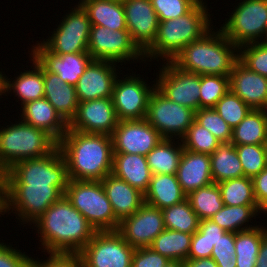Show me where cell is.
Segmentation results:
<instances>
[{
  "label": "cell",
  "instance_id": "cell-2",
  "mask_svg": "<svg viewBox=\"0 0 267 267\" xmlns=\"http://www.w3.org/2000/svg\"><path fill=\"white\" fill-rule=\"evenodd\" d=\"M58 147L67 163L69 180L101 181L112 173V136L68 128Z\"/></svg>",
  "mask_w": 267,
  "mask_h": 267
},
{
  "label": "cell",
  "instance_id": "cell-7",
  "mask_svg": "<svg viewBox=\"0 0 267 267\" xmlns=\"http://www.w3.org/2000/svg\"><path fill=\"white\" fill-rule=\"evenodd\" d=\"M67 186L3 185L4 215L13 213L22 225H32L64 195Z\"/></svg>",
  "mask_w": 267,
  "mask_h": 267
},
{
  "label": "cell",
  "instance_id": "cell-17",
  "mask_svg": "<svg viewBox=\"0 0 267 267\" xmlns=\"http://www.w3.org/2000/svg\"><path fill=\"white\" fill-rule=\"evenodd\" d=\"M165 230L162 210L144 203L133 215L123 218L117 232L134 248L149 247Z\"/></svg>",
  "mask_w": 267,
  "mask_h": 267
},
{
  "label": "cell",
  "instance_id": "cell-23",
  "mask_svg": "<svg viewBox=\"0 0 267 267\" xmlns=\"http://www.w3.org/2000/svg\"><path fill=\"white\" fill-rule=\"evenodd\" d=\"M177 179L186 195L214 183L210 155L183 150L177 169Z\"/></svg>",
  "mask_w": 267,
  "mask_h": 267
},
{
  "label": "cell",
  "instance_id": "cell-21",
  "mask_svg": "<svg viewBox=\"0 0 267 267\" xmlns=\"http://www.w3.org/2000/svg\"><path fill=\"white\" fill-rule=\"evenodd\" d=\"M32 56L47 72L55 73L65 83L76 86L85 68L93 60L89 53L55 55L40 42L32 46Z\"/></svg>",
  "mask_w": 267,
  "mask_h": 267
},
{
  "label": "cell",
  "instance_id": "cell-5",
  "mask_svg": "<svg viewBox=\"0 0 267 267\" xmlns=\"http://www.w3.org/2000/svg\"><path fill=\"white\" fill-rule=\"evenodd\" d=\"M0 129V173L28 159L44 157L58 147V141L47 131L23 122Z\"/></svg>",
  "mask_w": 267,
  "mask_h": 267
},
{
  "label": "cell",
  "instance_id": "cell-63",
  "mask_svg": "<svg viewBox=\"0 0 267 267\" xmlns=\"http://www.w3.org/2000/svg\"><path fill=\"white\" fill-rule=\"evenodd\" d=\"M110 1H114V2L123 3V2H125L126 0H110Z\"/></svg>",
  "mask_w": 267,
  "mask_h": 267
},
{
  "label": "cell",
  "instance_id": "cell-16",
  "mask_svg": "<svg viewBox=\"0 0 267 267\" xmlns=\"http://www.w3.org/2000/svg\"><path fill=\"white\" fill-rule=\"evenodd\" d=\"M163 139L146 119L119 121L112 134L113 153L146 156Z\"/></svg>",
  "mask_w": 267,
  "mask_h": 267
},
{
  "label": "cell",
  "instance_id": "cell-60",
  "mask_svg": "<svg viewBox=\"0 0 267 267\" xmlns=\"http://www.w3.org/2000/svg\"><path fill=\"white\" fill-rule=\"evenodd\" d=\"M263 112L265 121H266V125H267V103L260 109Z\"/></svg>",
  "mask_w": 267,
  "mask_h": 267
},
{
  "label": "cell",
  "instance_id": "cell-1",
  "mask_svg": "<svg viewBox=\"0 0 267 267\" xmlns=\"http://www.w3.org/2000/svg\"><path fill=\"white\" fill-rule=\"evenodd\" d=\"M32 224L47 254H78L97 232L65 195Z\"/></svg>",
  "mask_w": 267,
  "mask_h": 267
},
{
  "label": "cell",
  "instance_id": "cell-32",
  "mask_svg": "<svg viewBox=\"0 0 267 267\" xmlns=\"http://www.w3.org/2000/svg\"><path fill=\"white\" fill-rule=\"evenodd\" d=\"M211 176L214 183L244 176L236 148L232 142H223L210 155Z\"/></svg>",
  "mask_w": 267,
  "mask_h": 267
},
{
  "label": "cell",
  "instance_id": "cell-48",
  "mask_svg": "<svg viewBox=\"0 0 267 267\" xmlns=\"http://www.w3.org/2000/svg\"><path fill=\"white\" fill-rule=\"evenodd\" d=\"M170 261L150 247H140L134 250L132 267H165Z\"/></svg>",
  "mask_w": 267,
  "mask_h": 267
},
{
  "label": "cell",
  "instance_id": "cell-27",
  "mask_svg": "<svg viewBox=\"0 0 267 267\" xmlns=\"http://www.w3.org/2000/svg\"><path fill=\"white\" fill-rule=\"evenodd\" d=\"M112 174L143 194L147 191L152 177L146 156L126 153H113Z\"/></svg>",
  "mask_w": 267,
  "mask_h": 267
},
{
  "label": "cell",
  "instance_id": "cell-44",
  "mask_svg": "<svg viewBox=\"0 0 267 267\" xmlns=\"http://www.w3.org/2000/svg\"><path fill=\"white\" fill-rule=\"evenodd\" d=\"M239 61L250 71L267 77V43L253 42L240 46Z\"/></svg>",
  "mask_w": 267,
  "mask_h": 267
},
{
  "label": "cell",
  "instance_id": "cell-31",
  "mask_svg": "<svg viewBox=\"0 0 267 267\" xmlns=\"http://www.w3.org/2000/svg\"><path fill=\"white\" fill-rule=\"evenodd\" d=\"M175 140L163 139L146 155V161L152 175L177 174L179 161L184 148L180 139Z\"/></svg>",
  "mask_w": 267,
  "mask_h": 267
},
{
  "label": "cell",
  "instance_id": "cell-47",
  "mask_svg": "<svg viewBox=\"0 0 267 267\" xmlns=\"http://www.w3.org/2000/svg\"><path fill=\"white\" fill-rule=\"evenodd\" d=\"M211 258L218 267H236L235 233L225 232L214 245Z\"/></svg>",
  "mask_w": 267,
  "mask_h": 267
},
{
  "label": "cell",
  "instance_id": "cell-26",
  "mask_svg": "<svg viewBox=\"0 0 267 267\" xmlns=\"http://www.w3.org/2000/svg\"><path fill=\"white\" fill-rule=\"evenodd\" d=\"M44 98L49 101L67 124L76 116L79 104L76 87L63 82L57 74L47 72L45 69Z\"/></svg>",
  "mask_w": 267,
  "mask_h": 267
},
{
  "label": "cell",
  "instance_id": "cell-34",
  "mask_svg": "<svg viewBox=\"0 0 267 267\" xmlns=\"http://www.w3.org/2000/svg\"><path fill=\"white\" fill-rule=\"evenodd\" d=\"M193 234L165 229L149 246L153 251L171 261L187 260Z\"/></svg>",
  "mask_w": 267,
  "mask_h": 267
},
{
  "label": "cell",
  "instance_id": "cell-11",
  "mask_svg": "<svg viewBox=\"0 0 267 267\" xmlns=\"http://www.w3.org/2000/svg\"><path fill=\"white\" fill-rule=\"evenodd\" d=\"M62 18L52 35L41 44L55 55L88 53L92 25L86 11L78 3Z\"/></svg>",
  "mask_w": 267,
  "mask_h": 267
},
{
  "label": "cell",
  "instance_id": "cell-33",
  "mask_svg": "<svg viewBox=\"0 0 267 267\" xmlns=\"http://www.w3.org/2000/svg\"><path fill=\"white\" fill-rule=\"evenodd\" d=\"M259 209L260 207L258 205H224L210 218V220L218 224L226 232L237 233L239 231L253 229L258 226L257 224H254L253 226L248 222L253 223L251 222V220H253L251 218H256V216L259 215Z\"/></svg>",
  "mask_w": 267,
  "mask_h": 267
},
{
  "label": "cell",
  "instance_id": "cell-38",
  "mask_svg": "<svg viewBox=\"0 0 267 267\" xmlns=\"http://www.w3.org/2000/svg\"><path fill=\"white\" fill-rule=\"evenodd\" d=\"M224 205H258L254 196L253 180L250 177H239L217 183Z\"/></svg>",
  "mask_w": 267,
  "mask_h": 267
},
{
  "label": "cell",
  "instance_id": "cell-49",
  "mask_svg": "<svg viewBox=\"0 0 267 267\" xmlns=\"http://www.w3.org/2000/svg\"><path fill=\"white\" fill-rule=\"evenodd\" d=\"M31 259L11 244L0 242V267H30Z\"/></svg>",
  "mask_w": 267,
  "mask_h": 267
},
{
  "label": "cell",
  "instance_id": "cell-55",
  "mask_svg": "<svg viewBox=\"0 0 267 267\" xmlns=\"http://www.w3.org/2000/svg\"><path fill=\"white\" fill-rule=\"evenodd\" d=\"M255 267H267V235L262 239Z\"/></svg>",
  "mask_w": 267,
  "mask_h": 267
},
{
  "label": "cell",
  "instance_id": "cell-45",
  "mask_svg": "<svg viewBox=\"0 0 267 267\" xmlns=\"http://www.w3.org/2000/svg\"><path fill=\"white\" fill-rule=\"evenodd\" d=\"M195 121L208 129L221 143L231 142L232 128L214 108H201L195 112Z\"/></svg>",
  "mask_w": 267,
  "mask_h": 267
},
{
  "label": "cell",
  "instance_id": "cell-30",
  "mask_svg": "<svg viewBox=\"0 0 267 267\" xmlns=\"http://www.w3.org/2000/svg\"><path fill=\"white\" fill-rule=\"evenodd\" d=\"M92 26L110 30H127L123 3L110 0H79Z\"/></svg>",
  "mask_w": 267,
  "mask_h": 267
},
{
  "label": "cell",
  "instance_id": "cell-53",
  "mask_svg": "<svg viewBox=\"0 0 267 267\" xmlns=\"http://www.w3.org/2000/svg\"><path fill=\"white\" fill-rule=\"evenodd\" d=\"M254 196L260 207L267 200V167L252 178Z\"/></svg>",
  "mask_w": 267,
  "mask_h": 267
},
{
  "label": "cell",
  "instance_id": "cell-43",
  "mask_svg": "<svg viewBox=\"0 0 267 267\" xmlns=\"http://www.w3.org/2000/svg\"><path fill=\"white\" fill-rule=\"evenodd\" d=\"M214 109L232 129H234L252 110L231 90L216 103Z\"/></svg>",
  "mask_w": 267,
  "mask_h": 267
},
{
  "label": "cell",
  "instance_id": "cell-56",
  "mask_svg": "<svg viewBox=\"0 0 267 267\" xmlns=\"http://www.w3.org/2000/svg\"><path fill=\"white\" fill-rule=\"evenodd\" d=\"M0 214L4 215L3 175L1 173H0Z\"/></svg>",
  "mask_w": 267,
  "mask_h": 267
},
{
  "label": "cell",
  "instance_id": "cell-57",
  "mask_svg": "<svg viewBox=\"0 0 267 267\" xmlns=\"http://www.w3.org/2000/svg\"><path fill=\"white\" fill-rule=\"evenodd\" d=\"M6 74H2L0 71V96L4 95L6 96Z\"/></svg>",
  "mask_w": 267,
  "mask_h": 267
},
{
  "label": "cell",
  "instance_id": "cell-3",
  "mask_svg": "<svg viewBox=\"0 0 267 267\" xmlns=\"http://www.w3.org/2000/svg\"><path fill=\"white\" fill-rule=\"evenodd\" d=\"M213 29L186 45L172 62L184 71L199 75L230 76L239 61V47L220 28L216 32Z\"/></svg>",
  "mask_w": 267,
  "mask_h": 267
},
{
  "label": "cell",
  "instance_id": "cell-28",
  "mask_svg": "<svg viewBox=\"0 0 267 267\" xmlns=\"http://www.w3.org/2000/svg\"><path fill=\"white\" fill-rule=\"evenodd\" d=\"M187 199L176 174H154L144 193L145 203L164 209Z\"/></svg>",
  "mask_w": 267,
  "mask_h": 267
},
{
  "label": "cell",
  "instance_id": "cell-54",
  "mask_svg": "<svg viewBox=\"0 0 267 267\" xmlns=\"http://www.w3.org/2000/svg\"><path fill=\"white\" fill-rule=\"evenodd\" d=\"M184 267H218L212 258L187 259Z\"/></svg>",
  "mask_w": 267,
  "mask_h": 267
},
{
  "label": "cell",
  "instance_id": "cell-36",
  "mask_svg": "<svg viewBox=\"0 0 267 267\" xmlns=\"http://www.w3.org/2000/svg\"><path fill=\"white\" fill-rule=\"evenodd\" d=\"M267 141V125L261 110L252 109L232 130L231 142L236 145L264 144Z\"/></svg>",
  "mask_w": 267,
  "mask_h": 267
},
{
  "label": "cell",
  "instance_id": "cell-29",
  "mask_svg": "<svg viewBox=\"0 0 267 267\" xmlns=\"http://www.w3.org/2000/svg\"><path fill=\"white\" fill-rule=\"evenodd\" d=\"M33 70H24L10 81L6 78V96L12 90L15 96L20 99L21 106L33 100L44 98V68L31 56Z\"/></svg>",
  "mask_w": 267,
  "mask_h": 267
},
{
  "label": "cell",
  "instance_id": "cell-40",
  "mask_svg": "<svg viewBox=\"0 0 267 267\" xmlns=\"http://www.w3.org/2000/svg\"><path fill=\"white\" fill-rule=\"evenodd\" d=\"M229 90V76L200 75L199 109L214 108Z\"/></svg>",
  "mask_w": 267,
  "mask_h": 267
},
{
  "label": "cell",
  "instance_id": "cell-9",
  "mask_svg": "<svg viewBox=\"0 0 267 267\" xmlns=\"http://www.w3.org/2000/svg\"><path fill=\"white\" fill-rule=\"evenodd\" d=\"M233 10L220 27L223 34L238 47L262 42L267 29V0H241Z\"/></svg>",
  "mask_w": 267,
  "mask_h": 267
},
{
  "label": "cell",
  "instance_id": "cell-59",
  "mask_svg": "<svg viewBox=\"0 0 267 267\" xmlns=\"http://www.w3.org/2000/svg\"><path fill=\"white\" fill-rule=\"evenodd\" d=\"M264 213L265 215H267V200L260 206V209H259V214L260 213Z\"/></svg>",
  "mask_w": 267,
  "mask_h": 267
},
{
  "label": "cell",
  "instance_id": "cell-58",
  "mask_svg": "<svg viewBox=\"0 0 267 267\" xmlns=\"http://www.w3.org/2000/svg\"><path fill=\"white\" fill-rule=\"evenodd\" d=\"M165 267H184V262L170 261Z\"/></svg>",
  "mask_w": 267,
  "mask_h": 267
},
{
  "label": "cell",
  "instance_id": "cell-12",
  "mask_svg": "<svg viewBox=\"0 0 267 267\" xmlns=\"http://www.w3.org/2000/svg\"><path fill=\"white\" fill-rule=\"evenodd\" d=\"M164 139L180 140L195 120V111L167 99L156 88L152 92L145 118Z\"/></svg>",
  "mask_w": 267,
  "mask_h": 267
},
{
  "label": "cell",
  "instance_id": "cell-39",
  "mask_svg": "<svg viewBox=\"0 0 267 267\" xmlns=\"http://www.w3.org/2000/svg\"><path fill=\"white\" fill-rule=\"evenodd\" d=\"M187 199L200 221L210 219L224 206L217 183L192 191L187 195Z\"/></svg>",
  "mask_w": 267,
  "mask_h": 267
},
{
  "label": "cell",
  "instance_id": "cell-51",
  "mask_svg": "<svg viewBox=\"0 0 267 267\" xmlns=\"http://www.w3.org/2000/svg\"><path fill=\"white\" fill-rule=\"evenodd\" d=\"M204 236V239L209 243L210 249L219 241L220 237L226 232L218 224L210 219L201 220L197 230Z\"/></svg>",
  "mask_w": 267,
  "mask_h": 267
},
{
  "label": "cell",
  "instance_id": "cell-6",
  "mask_svg": "<svg viewBox=\"0 0 267 267\" xmlns=\"http://www.w3.org/2000/svg\"><path fill=\"white\" fill-rule=\"evenodd\" d=\"M64 195L96 231H117L120 221L101 181L69 180Z\"/></svg>",
  "mask_w": 267,
  "mask_h": 267
},
{
  "label": "cell",
  "instance_id": "cell-25",
  "mask_svg": "<svg viewBox=\"0 0 267 267\" xmlns=\"http://www.w3.org/2000/svg\"><path fill=\"white\" fill-rule=\"evenodd\" d=\"M21 108L19 115L23 122L47 131L57 141L67 132L68 124L46 98L29 101Z\"/></svg>",
  "mask_w": 267,
  "mask_h": 267
},
{
  "label": "cell",
  "instance_id": "cell-61",
  "mask_svg": "<svg viewBox=\"0 0 267 267\" xmlns=\"http://www.w3.org/2000/svg\"><path fill=\"white\" fill-rule=\"evenodd\" d=\"M262 42H263V43H267V29H266L265 36H264Z\"/></svg>",
  "mask_w": 267,
  "mask_h": 267
},
{
  "label": "cell",
  "instance_id": "cell-18",
  "mask_svg": "<svg viewBox=\"0 0 267 267\" xmlns=\"http://www.w3.org/2000/svg\"><path fill=\"white\" fill-rule=\"evenodd\" d=\"M118 122L112 98H99L79 102L76 116L68 128L82 133L112 136Z\"/></svg>",
  "mask_w": 267,
  "mask_h": 267
},
{
  "label": "cell",
  "instance_id": "cell-15",
  "mask_svg": "<svg viewBox=\"0 0 267 267\" xmlns=\"http://www.w3.org/2000/svg\"><path fill=\"white\" fill-rule=\"evenodd\" d=\"M156 78V89L167 99L195 112L199 110L200 75L184 71L172 61L163 62Z\"/></svg>",
  "mask_w": 267,
  "mask_h": 267
},
{
  "label": "cell",
  "instance_id": "cell-8",
  "mask_svg": "<svg viewBox=\"0 0 267 267\" xmlns=\"http://www.w3.org/2000/svg\"><path fill=\"white\" fill-rule=\"evenodd\" d=\"M3 185H68L67 163L57 147L52 153L12 165L3 174Z\"/></svg>",
  "mask_w": 267,
  "mask_h": 267
},
{
  "label": "cell",
  "instance_id": "cell-10",
  "mask_svg": "<svg viewBox=\"0 0 267 267\" xmlns=\"http://www.w3.org/2000/svg\"><path fill=\"white\" fill-rule=\"evenodd\" d=\"M134 250L117 231H97L78 255L82 267H132Z\"/></svg>",
  "mask_w": 267,
  "mask_h": 267
},
{
  "label": "cell",
  "instance_id": "cell-46",
  "mask_svg": "<svg viewBox=\"0 0 267 267\" xmlns=\"http://www.w3.org/2000/svg\"><path fill=\"white\" fill-rule=\"evenodd\" d=\"M201 0H151L159 22L189 13Z\"/></svg>",
  "mask_w": 267,
  "mask_h": 267
},
{
  "label": "cell",
  "instance_id": "cell-52",
  "mask_svg": "<svg viewBox=\"0 0 267 267\" xmlns=\"http://www.w3.org/2000/svg\"><path fill=\"white\" fill-rule=\"evenodd\" d=\"M213 249H210L209 243L204 236L196 231L191 239L189 255L187 259L211 258Z\"/></svg>",
  "mask_w": 267,
  "mask_h": 267
},
{
  "label": "cell",
  "instance_id": "cell-22",
  "mask_svg": "<svg viewBox=\"0 0 267 267\" xmlns=\"http://www.w3.org/2000/svg\"><path fill=\"white\" fill-rule=\"evenodd\" d=\"M229 77L230 90L251 109L260 110L267 103V77L250 71L240 61Z\"/></svg>",
  "mask_w": 267,
  "mask_h": 267
},
{
  "label": "cell",
  "instance_id": "cell-35",
  "mask_svg": "<svg viewBox=\"0 0 267 267\" xmlns=\"http://www.w3.org/2000/svg\"><path fill=\"white\" fill-rule=\"evenodd\" d=\"M267 226L258 225L235 233L236 267H255L262 239L267 235Z\"/></svg>",
  "mask_w": 267,
  "mask_h": 267
},
{
  "label": "cell",
  "instance_id": "cell-4",
  "mask_svg": "<svg viewBox=\"0 0 267 267\" xmlns=\"http://www.w3.org/2000/svg\"><path fill=\"white\" fill-rule=\"evenodd\" d=\"M205 4L207 3L201 0L189 13L159 22L156 39L144 52V58H147L145 62L148 58L151 62L160 57L163 61H172L186 45L212 29L211 14Z\"/></svg>",
  "mask_w": 267,
  "mask_h": 267
},
{
  "label": "cell",
  "instance_id": "cell-14",
  "mask_svg": "<svg viewBox=\"0 0 267 267\" xmlns=\"http://www.w3.org/2000/svg\"><path fill=\"white\" fill-rule=\"evenodd\" d=\"M138 75L140 74H126L125 78L117 77L115 81L112 100L119 121L146 118L148 102L156 84L150 87Z\"/></svg>",
  "mask_w": 267,
  "mask_h": 267
},
{
  "label": "cell",
  "instance_id": "cell-42",
  "mask_svg": "<svg viewBox=\"0 0 267 267\" xmlns=\"http://www.w3.org/2000/svg\"><path fill=\"white\" fill-rule=\"evenodd\" d=\"M244 176L253 178L267 167L264 144L236 145Z\"/></svg>",
  "mask_w": 267,
  "mask_h": 267
},
{
  "label": "cell",
  "instance_id": "cell-50",
  "mask_svg": "<svg viewBox=\"0 0 267 267\" xmlns=\"http://www.w3.org/2000/svg\"><path fill=\"white\" fill-rule=\"evenodd\" d=\"M47 259L41 261L32 257L30 267H82L78 254H48Z\"/></svg>",
  "mask_w": 267,
  "mask_h": 267
},
{
  "label": "cell",
  "instance_id": "cell-19",
  "mask_svg": "<svg viewBox=\"0 0 267 267\" xmlns=\"http://www.w3.org/2000/svg\"><path fill=\"white\" fill-rule=\"evenodd\" d=\"M127 30L133 42L144 53L155 41L159 18L151 0L123 2Z\"/></svg>",
  "mask_w": 267,
  "mask_h": 267
},
{
  "label": "cell",
  "instance_id": "cell-24",
  "mask_svg": "<svg viewBox=\"0 0 267 267\" xmlns=\"http://www.w3.org/2000/svg\"><path fill=\"white\" fill-rule=\"evenodd\" d=\"M101 183L119 221L133 215L145 203L141 191L112 173L105 176Z\"/></svg>",
  "mask_w": 267,
  "mask_h": 267
},
{
  "label": "cell",
  "instance_id": "cell-41",
  "mask_svg": "<svg viewBox=\"0 0 267 267\" xmlns=\"http://www.w3.org/2000/svg\"><path fill=\"white\" fill-rule=\"evenodd\" d=\"M181 141L184 149L207 155H211L221 143L208 129L195 120Z\"/></svg>",
  "mask_w": 267,
  "mask_h": 267
},
{
  "label": "cell",
  "instance_id": "cell-20",
  "mask_svg": "<svg viewBox=\"0 0 267 267\" xmlns=\"http://www.w3.org/2000/svg\"><path fill=\"white\" fill-rule=\"evenodd\" d=\"M116 64L112 61L92 60L75 86L78 102L112 98L114 84L120 74Z\"/></svg>",
  "mask_w": 267,
  "mask_h": 267
},
{
  "label": "cell",
  "instance_id": "cell-13",
  "mask_svg": "<svg viewBox=\"0 0 267 267\" xmlns=\"http://www.w3.org/2000/svg\"><path fill=\"white\" fill-rule=\"evenodd\" d=\"M88 53L93 60L114 63L141 60L146 63L144 53L133 42L128 30L113 31L103 26H91Z\"/></svg>",
  "mask_w": 267,
  "mask_h": 267
},
{
  "label": "cell",
  "instance_id": "cell-62",
  "mask_svg": "<svg viewBox=\"0 0 267 267\" xmlns=\"http://www.w3.org/2000/svg\"><path fill=\"white\" fill-rule=\"evenodd\" d=\"M264 148H265V152H266V159H267V141L264 143Z\"/></svg>",
  "mask_w": 267,
  "mask_h": 267
},
{
  "label": "cell",
  "instance_id": "cell-37",
  "mask_svg": "<svg viewBox=\"0 0 267 267\" xmlns=\"http://www.w3.org/2000/svg\"><path fill=\"white\" fill-rule=\"evenodd\" d=\"M165 229L194 234L200 219L194 212L188 199L181 203L162 209Z\"/></svg>",
  "mask_w": 267,
  "mask_h": 267
}]
</instances>
